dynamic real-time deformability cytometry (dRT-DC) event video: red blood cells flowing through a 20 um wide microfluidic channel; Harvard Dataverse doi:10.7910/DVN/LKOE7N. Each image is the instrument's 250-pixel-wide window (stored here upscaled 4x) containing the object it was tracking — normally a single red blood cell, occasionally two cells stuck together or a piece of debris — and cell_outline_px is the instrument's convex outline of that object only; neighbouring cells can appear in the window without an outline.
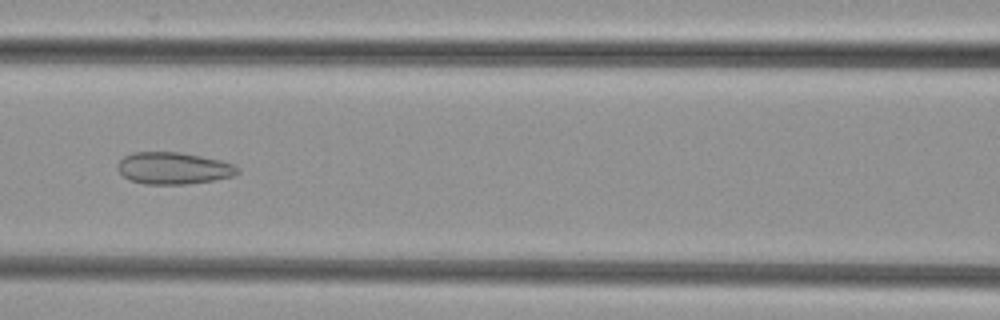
{"species": "common noctule bat (a hibernating species)", "species_latin": "Nyctalus noctula", "temperature_condition": "cold", "stored_images_in_passage": 42, "camera_frame_rate_fps": 3000, "um_per_image_px": 0.085, "animal": {"sex": "female", "body_mass_g": 29.2, "forearm_length_mm": 56.3}, "frame": {"image": 1, "passage_image": 14, "time_ms": 4.333, "image_size_px": [1000, 320], "cell_outline_px": [[240, 172], [232, 176], [212, 180], [188, 184], [144, 184], [128, 180], [116, 168], [116, 164], [124, 156], [132, 152], [180, 152], [220, 160], [232, 164], [240, 168]], "centroid_in_image_um": [14.71, 14.3], "position_along_channel_um": 151.9, "area_um2": 22.37}}
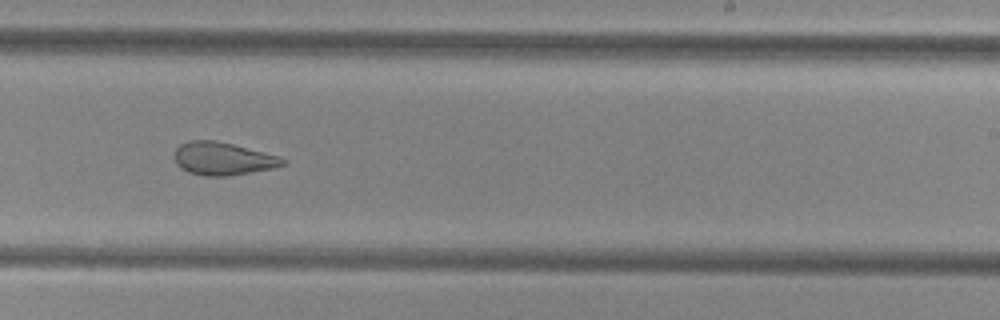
{"frame": {"image": 2, "passage_image": 23, "time_ms": 7.333, "image_size_px": [1000, 320], "cell_outline_px": [[288, 164], [272, 168], [228, 176], [204, 176], [188, 172], [180, 168], [176, 164], [176, 148], [180, 144], [188, 140], [216, 140], [232, 144], [276, 156], [288, 160]], "centroid_in_image_um": [18.92, 13.49], "position_along_channel_um": 270.1, "area_um2": 20.58}}
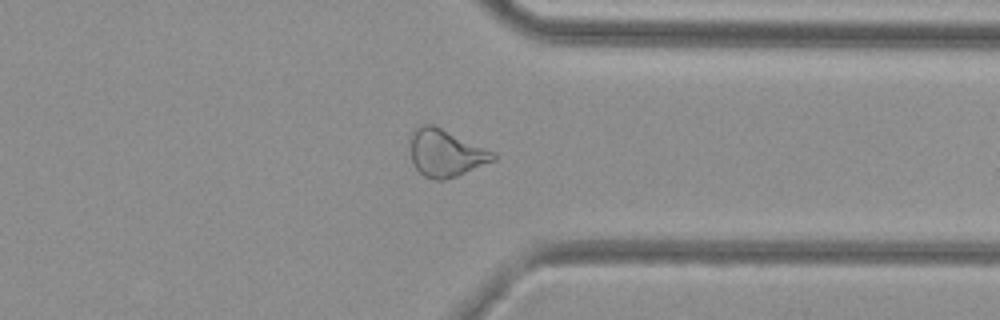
{"frame": {"image": 3, "passage_image": 31, "time_ms": 10.0, "image_size_px": [1000, 320], "cell_outline_px": [[496, 160], [456, 176], [444, 180], [432, 180], [424, 176], [416, 168], [412, 160], [408, 136], [420, 124], [432, 124], [496, 152]], "centroid_in_image_um": [37.87, 13.0], "position_along_channel_um": 373.5, "area_um2": 23.0}}